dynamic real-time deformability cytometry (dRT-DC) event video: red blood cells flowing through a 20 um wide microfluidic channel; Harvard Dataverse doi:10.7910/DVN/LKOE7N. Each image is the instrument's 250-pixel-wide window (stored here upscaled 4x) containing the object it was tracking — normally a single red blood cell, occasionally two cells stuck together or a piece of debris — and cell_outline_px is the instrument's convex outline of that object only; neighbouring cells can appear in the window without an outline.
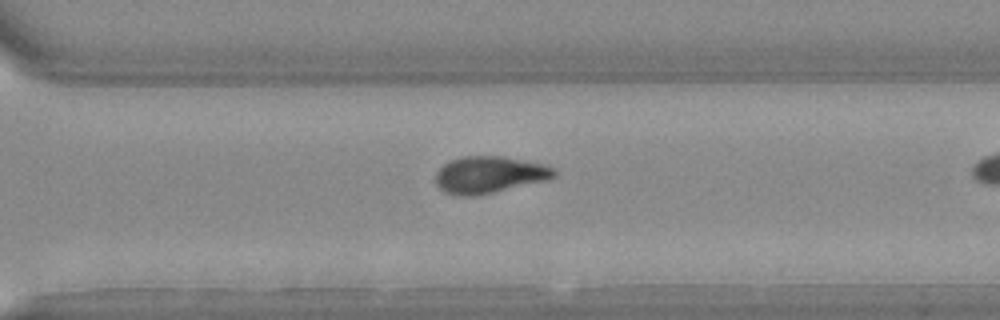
{"species": "Egyptian fruit bat (a non-hibernating species)", "species_latin": "Rousettus aegyptiacus", "temperature_condition": "warm", "stored_images_in_passage": 23, "camera_frame_rate_fps": 3000, "um_per_image_px": 0.085, "animal": {"sex": "female"}, "frame": {"image": 1, "passage_image": 20, "time_ms": 6.333, "image_size_px": [1000, 320], "cell_outline_px": [[556, 176], [548, 180], [492, 192], [472, 196], [456, 196], [444, 192], [436, 184], [436, 172], [444, 164], [460, 156], [504, 156], [544, 164], [556, 168]], "centroid_in_image_um": [41.6, 14.84], "position_along_channel_um": 329.0, "area_um2": 25.49}}